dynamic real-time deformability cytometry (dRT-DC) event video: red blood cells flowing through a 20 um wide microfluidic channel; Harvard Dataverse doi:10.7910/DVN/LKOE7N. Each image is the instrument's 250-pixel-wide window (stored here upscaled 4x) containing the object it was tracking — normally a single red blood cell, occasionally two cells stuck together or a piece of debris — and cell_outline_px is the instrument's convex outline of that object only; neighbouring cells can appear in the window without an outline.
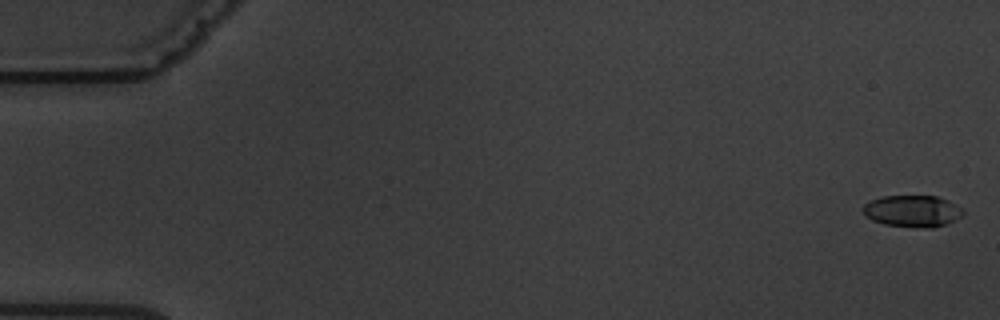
{"species": "common noctule bat (a hibernating species)", "species_latin": "Nyctalus noctula", "temperature_condition": "warm", "stored_images_in_passage": 6, "camera_frame_rate_fps": 3000, "um_per_image_px": 0.085, "animal": {"sex": "male", "body_mass_g": 19.5, "forearm_length_mm": 54.6}, "frame": {"image": 1, "passage_image": 1, "time_ms": 0.0, "image_size_px": [1000, 320], "cell_outline_px": [[964, 216], [948, 224], [932, 228], [924, 228], [884, 224], [872, 220], [864, 212], [864, 204], [868, 200], [884, 196], [936, 196], [948, 200], [960, 208], [964, 212]], "centroid_in_image_um": [77.59, 17.95], "position_along_channel_um": 7.4, "area_um2": 18.5}}
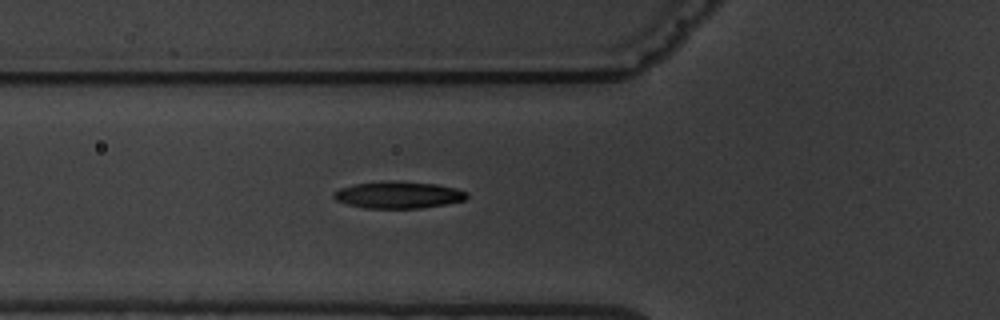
{"frame": {"image": 2, "passage_image": 6, "time_ms": 6.667, "image_size_px": [1000, 320], "cell_outline_px": [[468, 196], [464, 200], [448, 204], [420, 208], [364, 208], [348, 204], [336, 200], [332, 196], [332, 192], [340, 188], [356, 184], [384, 180], [392, 180], [436, 184], [456, 188], [468, 192]], "centroid_in_image_um": [33.86, 16.56], "position_along_channel_um": 91.9, "area_um2": 21.04}}